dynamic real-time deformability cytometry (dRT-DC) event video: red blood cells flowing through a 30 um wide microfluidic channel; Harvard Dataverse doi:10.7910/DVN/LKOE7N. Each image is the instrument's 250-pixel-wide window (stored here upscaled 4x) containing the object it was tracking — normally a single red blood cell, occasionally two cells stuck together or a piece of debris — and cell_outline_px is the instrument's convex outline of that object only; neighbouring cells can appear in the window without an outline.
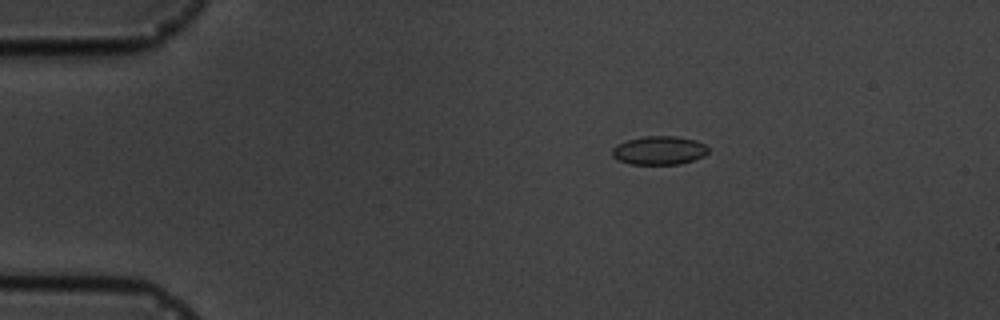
{"species": "common noctule bat (a hibernating species)", "species_latin": "Nyctalus noctula", "temperature_condition": "cold", "stored_images_in_passage": 5, "camera_frame_rate_fps": 3000, "um_per_image_px": 0.085, "animal": {"sex": "male", "body_mass_g": 19.5, "forearm_length_mm": 54.6}, "frame": {"image": 1, "passage_image": 5, "time_ms": 4.667, "image_size_px": [1000, 320], "cell_outline_px": [[708, 152], [704, 156], [680, 164], [628, 164], [612, 156], [612, 148], [616, 144], [628, 140], [644, 136], [676, 136], [696, 140], [704, 144], [708, 148]], "centroid_in_image_um": [56.02, 12.78], "position_along_channel_um": 29.0, "area_um2": 16.01}}